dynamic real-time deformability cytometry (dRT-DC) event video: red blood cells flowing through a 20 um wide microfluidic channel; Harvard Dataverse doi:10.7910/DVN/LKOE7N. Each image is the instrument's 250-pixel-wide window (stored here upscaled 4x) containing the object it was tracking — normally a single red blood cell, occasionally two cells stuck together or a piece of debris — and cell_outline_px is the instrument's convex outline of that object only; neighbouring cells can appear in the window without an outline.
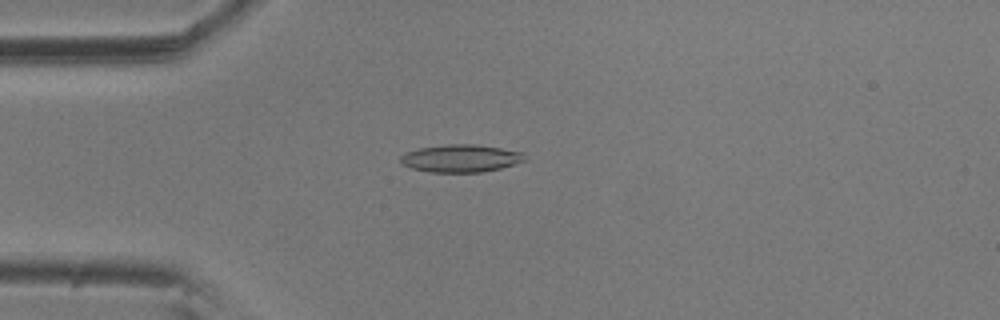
{"species": "common noctule bat (a hibernating species)", "species_latin": "Nyctalus noctula", "temperature_condition": "room temperature", "stored_images_in_passage": 3, "camera_frame_rate_fps": 3000, "um_per_image_px": 0.085, "animal": {"sex": "male", "body_mass_g": 20.5, "forearm_length_mm": 52.5}, "frame": {"image": 1, "passage_image": 1, "time_ms": 0.0, "image_size_px": [1000, 320], "cell_outline_px": [[528, 160], [500, 168], [480, 172], [432, 172], [412, 168], [404, 164], [400, 160], [400, 156], [404, 152], [420, 148], [448, 144], [476, 144], [524, 152]], "centroid_in_image_um": [39.2, 13.45], "position_along_channel_um": 45.8, "area_um2": 19.94}}
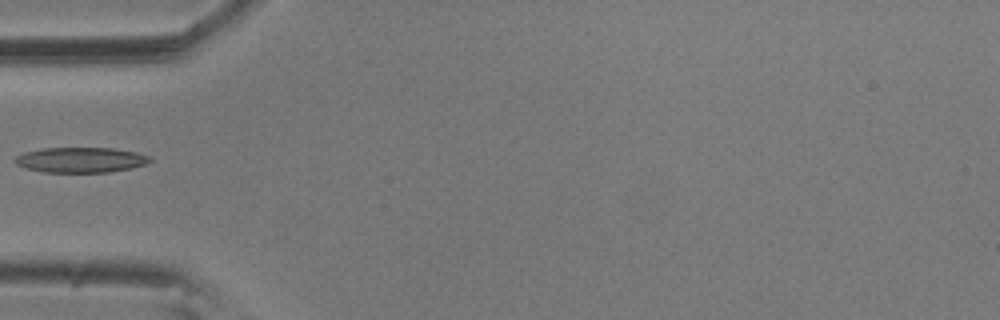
{"frame": {"image": 2, "passage_image": 2, "time_ms": 0.333, "image_size_px": [1000, 320], "cell_outline_px": [[152, 160], [144, 164], [128, 168], [108, 172], [44, 172], [28, 168], [16, 164], [12, 160], [16, 156], [24, 152], [44, 148], [112, 148], [136, 152], [148, 156]], "centroid_in_image_um": [6.81, 13.58], "position_along_channel_um": 78.2, "area_um2": 19.59}}
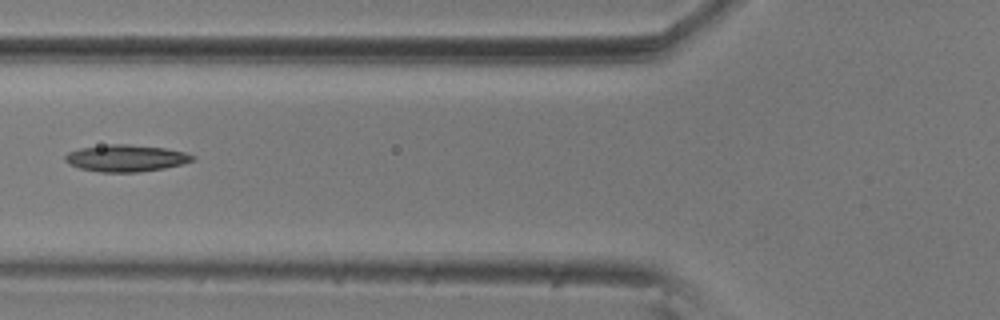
{"frame": {"image": 3, "passage_image": 3, "time_ms": 0.667, "image_size_px": [1000, 320], "cell_outline_px": [[196, 160], [164, 168], [136, 172], [100, 172], [80, 168], [68, 164], [64, 160], [64, 156], [68, 152], [80, 148], [108, 144], [128, 144], [164, 148], [184, 152], [196, 156]], "centroid_in_image_um": [10.69, 13.44], "position_along_channel_um": 115.1, "area_um2": 19.88}}